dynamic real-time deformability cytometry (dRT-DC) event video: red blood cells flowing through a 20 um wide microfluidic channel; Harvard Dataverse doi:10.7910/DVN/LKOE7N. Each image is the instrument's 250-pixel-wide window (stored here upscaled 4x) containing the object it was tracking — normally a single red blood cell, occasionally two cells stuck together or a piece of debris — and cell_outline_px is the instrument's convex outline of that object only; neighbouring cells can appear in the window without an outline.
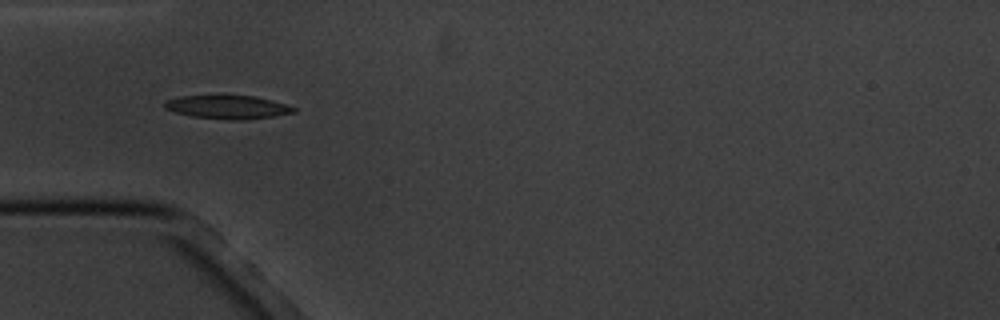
{"species": "common noctule bat (a hibernating species)", "species_latin": "Nyctalus noctula", "temperature_condition": "cold", "stored_images_in_passage": 5, "camera_frame_rate_fps": 3000, "um_per_image_px": 0.085, "animal": {"sex": "male", "body_mass_g": 20.1, "forearm_length_mm": 53.5}, "frame": {"image": 1, "passage_image": 4, "time_ms": 3.667, "image_size_px": [1000, 320], "cell_outline_px": [[296, 112], [276, 116], [244, 120], [228, 120], [192, 116], [176, 112], [164, 108], [164, 100], [180, 96], [252, 96], [272, 100], [296, 108]], "centroid_in_image_um": [19.35, 9.11], "position_along_channel_um": 65.6, "area_um2": 17.57}}
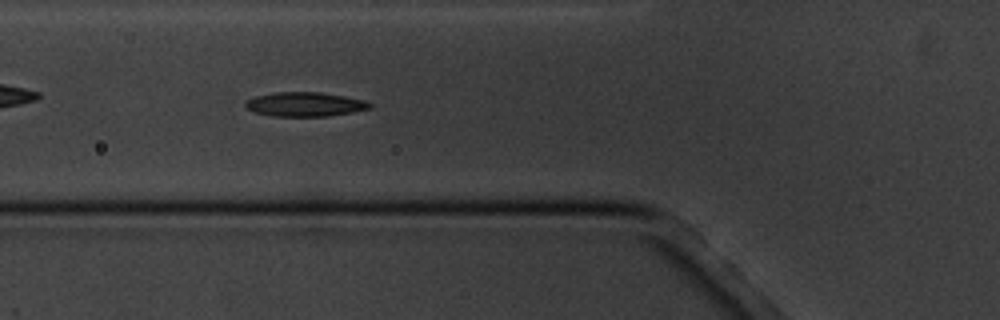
{"frame": {"image": 2, "passage_image": 5, "time_ms": 4.667, "image_size_px": [1000, 320], "cell_outline_px": [[372, 108], [352, 112], [328, 116], [272, 116], [256, 112], [244, 108], [244, 100], [256, 96], [276, 92], [320, 92], [344, 96], [364, 100], [372, 104]], "centroid_in_image_um": [25.89, 8.86], "position_along_channel_um": 99.9, "area_um2": 17.63}}